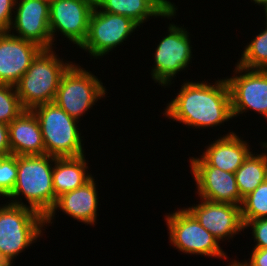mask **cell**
Listing matches in <instances>:
<instances>
[{"mask_svg":"<svg viewBox=\"0 0 267 266\" xmlns=\"http://www.w3.org/2000/svg\"><path fill=\"white\" fill-rule=\"evenodd\" d=\"M177 96L165 108V117L197 128L221 125L232 119L230 90L226 79L184 82Z\"/></svg>","mask_w":267,"mask_h":266,"instance_id":"obj_1","label":"cell"},{"mask_svg":"<svg viewBox=\"0 0 267 266\" xmlns=\"http://www.w3.org/2000/svg\"><path fill=\"white\" fill-rule=\"evenodd\" d=\"M53 165L54 157L47 154L17 156V180L8 196L14 200L9 202L28 206L46 217L55 205ZM20 195H24L29 205L21 202ZM17 198L20 200L18 201Z\"/></svg>","mask_w":267,"mask_h":266,"instance_id":"obj_2","label":"cell"},{"mask_svg":"<svg viewBox=\"0 0 267 266\" xmlns=\"http://www.w3.org/2000/svg\"><path fill=\"white\" fill-rule=\"evenodd\" d=\"M53 48L42 49L15 85L25 110L54 101L62 75L72 65L55 55Z\"/></svg>","mask_w":267,"mask_h":266,"instance_id":"obj_3","label":"cell"},{"mask_svg":"<svg viewBox=\"0 0 267 266\" xmlns=\"http://www.w3.org/2000/svg\"><path fill=\"white\" fill-rule=\"evenodd\" d=\"M7 203L0 206V266H11L16 256L42 236L46 225L37 211Z\"/></svg>","mask_w":267,"mask_h":266,"instance_id":"obj_4","label":"cell"},{"mask_svg":"<svg viewBox=\"0 0 267 266\" xmlns=\"http://www.w3.org/2000/svg\"><path fill=\"white\" fill-rule=\"evenodd\" d=\"M32 111L39 121L47 155L56 158L84 155L78 120L54 102L36 106Z\"/></svg>","mask_w":267,"mask_h":266,"instance_id":"obj_5","label":"cell"},{"mask_svg":"<svg viewBox=\"0 0 267 266\" xmlns=\"http://www.w3.org/2000/svg\"><path fill=\"white\" fill-rule=\"evenodd\" d=\"M105 90L96 76L72 63L61 77L53 102L72 118L80 120L95 102L106 95Z\"/></svg>","mask_w":267,"mask_h":266,"instance_id":"obj_6","label":"cell"},{"mask_svg":"<svg viewBox=\"0 0 267 266\" xmlns=\"http://www.w3.org/2000/svg\"><path fill=\"white\" fill-rule=\"evenodd\" d=\"M170 243L186 254L204 255L216 258L227 256L217 240L187 209H179L166 215Z\"/></svg>","mask_w":267,"mask_h":266,"instance_id":"obj_7","label":"cell"},{"mask_svg":"<svg viewBox=\"0 0 267 266\" xmlns=\"http://www.w3.org/2000/svg\"><path fill=\"white\" fill-rule=\"evenodd\" d=\"M138 26L129 17L107 13L94 7L89 19L87 37L79 48L93 57H103L117 45L124 43Z\"/></svg>","mask_w":267,"mask_h":266,"instance_id":"obj_8","label":"cell"},{"mask_svg":"<svg viewBox=\"0 0 267 266\" xmlns=\"http://www.w3.org/2000/svg\"><path fill=\"white\" fill-rule=\"evenodd\" d=\"M167 36L157 45L152 79L159 85L171 84L173 77L188 67L192 58L189 33L185 28L169 24Z\"/></svg>","mask_w":267,"mask_h":266,"instance_id":"obj_9","label":"cell"},{"mask_svg":"<svg viewBox=\"0 0 267 266\" xmlns=\"http://www.w3.org/2000/svg\"><path fill=\"white\" fill-rule=\"evenodd\" d=\"M235 69L238 75L225 78L230 90L233 117L254 110L267 118V70L246 69L238 64Z\"/></svg>","mask_w":267,"mask_h":266,"instance_id":"obj_10","label":"cell"},{"mask_svg":"<svg viewBox=\"0 0 267 266\" xmlns=\"http://www.w3.org/2000/svg\"><path fill=\"white\" fill-rule=\"evenodd\" d=\"M94 7L93 0H50L49 28L52 48L57 31L80 47L87 37Z\"/></svg>","mask_w":267,"mask_h":266,"instance_id":"obj_11","label":"cell"},{"mask_svg":"<svg viewBox=\"0 0 267 266\" xmlns=\"http://www.w3.org/2000/svg\"><path fill=\"white\" fill-rule=\"evenodd\" d=\"M15 7L16 15L9 31L15 30L18 34L12 32V35L32 41L43 49H51L50 0H16Z\"/></svg>","mask_w":267,"mask_h":266,"instance_id":"obj_12","label":"cell"},{"mask_svg":"<svg viewBox=\"0 0 267 266\" xmlns=\"http://www.w3.org/2000/svg\"><path fill=\"white\" fill-rule=\"evenodd\" d=\"M42 49L11 31L0 32V83L15 86Z\"/></svg>","mask_w":267,"mask_h":266,"instance_id":"obj_13","label":"cell"},{"mask_svg":"<svg viewBox=\"0 0 267 266\" xmlns=\"http://www.w3.org/2000/svg\"><path fill=\"white\" fill-rule=\"evenodd\" d=\"M202 203L187 209L199 223L217 240H225L244 229L240 206L230 203L212 202L201 198Z\"/></svg>","mask_w":267,"mask_h":266,"instance_id":"obj_14","label":"cell"},{"mask_svg":"<svg viewBox=\"0 0 267 266\" xmlns=\"http://www.w3.org/2000/svg\"><path fill=\"white\" fill-rule=\"evenodd\" d=\"M247 144L232 131L209 144L200 158H190V167H215L235 173L251 153Z\"/></svg>","mask_w":267,"mask_h":266,"instance_id":"obj_15","label":"cell"},{"mask_svg":"<svg viewBox=\"0 0 267 266\" xmlns=\"http://www.w3.org/2000/svg\"><path fill=\"white\" fill-rule=\"evenodd\" d=\"M199 197L212 202L241 206V196L235 173L215 167H190Z\"/></svg>","mask_w":267,"mask_h":266,"instance_id":"obj_16","label":"cell"},{"mask_svg":"<svg viewBox=\"0 0 267 266\" xmlns=\"http://www.w3.org/2000/svg\"><path fill=\"white\" fill-rule=\"evenodd\" d=\"M94 180L92 177L83 186L60 195L51 212L45 217V224L52 223L56 210L60 209L80 222L95 225L99 200Z\"/></svg>","mask_w":267,"mask_h":266,"instance_id":"obj_17","label":"cell"},{"mask_svg":"<svg viewBox=\"0 0 267 266\" xmlns=\"http://www.w3.org/2000/svg\"><path fill=\"white\" fill-rule=\"evenodd\" d=\"M8 130L12 155L46 154L41 127L32 110H24L8 124Z\"/></svg>","mask_w":267,"mask_h":266,"instance_id":"obj_18","label":"cell"},{"mask_svg":"<svg viewBox=\"0 0 267 266\" xmlns=\"http://www.w3.org/2000/svg\"><path fill=\"white\" fill-rule=\"evenodd\" d=\"M95 7L100 11L129 17L139 26L150 16L172 18L178 9L168 0H99Z\"/></svg>","mask_w":267,"mask_h":266,"instance_id":"obj_19","label":"cell"},{"mask_svg":"<svg viewBox=\"0 0 267 266\" xmlns=\"http://www.w3.org/2000/svg\"><path fill=\"white\" fill-rule=\"evenodd\" d=\"M87 169L84 155L79 157H54L52 182L55 203L60 195L83 186L93 177L91 173L87 172Z\"/></svg>","mask_w":267,"mask_h":266,"instance_id":"obj_20","label":"cell"},{"mask_svg":"<svg viewBox=\"0 0 267 266\" xmlns=\"http://www.w3.org/2000/svg\"><path fill=\"white\" fill-rule=\"evenodd\" d=\"M252 152L236 170L235 177L239 192L245 197L267 179V154Z\"/></svg>","mask_w":267,"mask_h":266,"instance_id":"obj_21","label":"cell"},{"mask_svg":"<svg viewBox=\"0 0 267 266\" xmlns=\"http://www.w3.org/2000/svg\"><path fill=\"white\" fill-rule=\"evenodd\" d=\"M238 65L246 69L267 70V23L264 31L254 37L242 52Z\"/></svg>","mask_w":267,"mask_h":266,"instance_id":"obj_22","label":"cell"},{"mask_svg":"<svg viewBox=\"0 0 267 266\" xmlns=\"http://www.w3.org/2000/svg\"><path fill=\"white\" fill-rule=\"evenodd\" d=\"M240 208L243 224L251 220L267 218V179L243 197Z\"/></svg>","mask_w":267,"mask_h":266,"instance_id":"obj_23","label":"cell"},{"mask_svg":"<svg viewBox=\"0 0 267 266\" xmlns=\"http://www.w3.org/2000/svg\"><path fill=\"white\" fill-rule=\"evenodd\" d=\"M24 110L15 86L0 83V122L11 123Z\"/></svg>","mask_w":267,"mask_h":266,"instance_id":"obj_24","label":"cell"},{"mask_svg":"<svg viewBox=\"0 0 267 266\" xmlns=\"http://www.w3.org/2000/svg\"><path fill=\"white\" fill-rule=\"evenodd\" d=\"M17 180V156L0 157V196L8 197Z\"/></svg>","mask_w":267,"mask_h":266,"instance_id":"obj_25","label":"cell"},{"mask_svg":"<svg viewBox=\"0 0 267 266\" xmlns=\"http://www.w3.org/2000/svg\"><path fill=\"white\" fill-rule=\"evenodd\" d=\"M251 227L254 242L256 245L254 248L266 249L267 248V218H261L256 220L248 221L244 224V229Z\"/></svg>","mask_w":267,"mask_h":266,"instance_id":"obj_26","label":"cell"},{"mask_svg":"<svg viewBox=\"0 0 267 266\" xmlns=\"http://www.w3.org/2000/svg\"><path fill=\"white\" fill-rule=\"evenodd\" d=\"M15 2L16 0H0V32L9 31L13 21Z\"/></svg>","mask_w":267,"mask_h":266,"instance_id":"obj_27","label":"cell"},{"mask_svg":"<svg viewBox=\"0 0 267 266\" xmlns=\"http://www.w3.org/2000/svg\"><path fill=\"white\" fill-rule=\"evenodd\" d=\"M235 266H267V248L266 249H258L253 248L251 253V258L248 263L245 261L244 263L238 262L234 260Z\"/></svg>","mask_w":267,"mask_h":266,"instance_id":"obj_28","label":"cell"},{"mask_svg":"<svg viewBox=\"0 0 267 266\" xmlns=\"http://www.w3.org/2000/svg\"><path fill=\"white\" fill-rule=\"evenodd\" d=\"M11 155L8 124L0 122V157Z\"/></svg>","mask_w":267,"mask_h":266,"instance_id":"obj_29","label":"cell"},{"mask_svg":"<svg viewBox=\"0 0 267 266\" xmlns=\"http://www.w3.org/2000/svg\"><path fill=\"white\" fill-rule=\"evenodd\" d=\"M257 5L265 6L267 4V0H252Z\"/></svg>","mask_w":267,"mask_h":266,"instance_id":"obj_30","label":"cell"},{"mask_svg":"<svg viewBox=\"0 0 267 266\" xmlns=\"http://www.w3.org/2000/svg\"><path fill=\"white\" fill-rule=\"evenodd\" d=\"M264 9H265L264 11H265V14H266L265 17H266V23H267V4L264 6Z\"/></svg>","mask_w":267,"mask_h":266,"instance_id":"obj_31","label":"cell"},{"mask_svg":"<svg viewBox=\"0 0 267 266\" xmlns=\"http://www.w3.org/2000/svg\"><path fill=\"white\" fill-rule=\"evenodd\" d=\"M267 120V119H266ZM263 144H261V145H263L262 147H265V149L264 150H266V148H267V142L265 143V142H262Z\"/></svg>","mask_w":267,"mask_h":266,"instance_id":"obj_32","label":"cell"},{"mask_svg":"<svg viewBox=\"0 0 267 266\" xmlns=\"http://www.w3.org/2000/svg\"><path fill=\"white\" fill-rule=\"evenodd\" d=\"M99 0H93V3L96 4Z\"/></svg>","mask_w":267,"mask_h":266,"instance_id":"obj_33","label":"cell"}]
</instances>
